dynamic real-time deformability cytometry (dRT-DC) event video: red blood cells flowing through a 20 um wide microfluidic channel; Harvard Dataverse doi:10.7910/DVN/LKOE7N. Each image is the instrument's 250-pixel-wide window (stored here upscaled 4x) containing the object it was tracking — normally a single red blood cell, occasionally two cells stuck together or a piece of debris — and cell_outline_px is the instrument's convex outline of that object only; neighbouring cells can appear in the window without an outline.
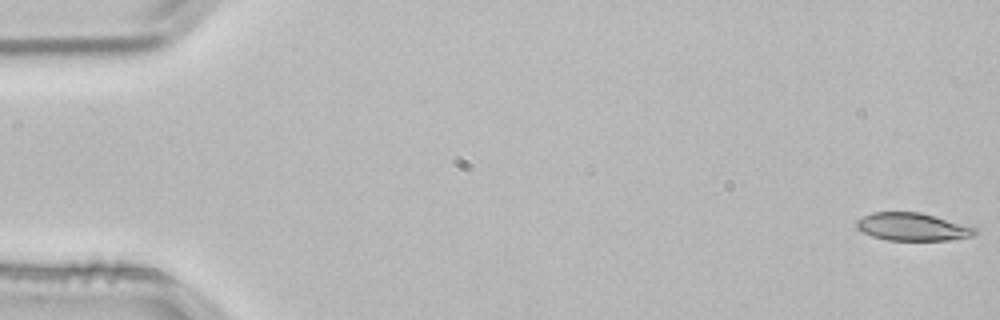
{"species": "common noctule bat (a hibernating species)", "species_latin": "Nyctalus noctula", "temperature_condition": "room temperature", "stored_images_in_passage": 53, "camera_frame_rate_fps": 3000, "um_per_image_px": 0.085, "animal": {"sex": "male", "body_mass_g": 21.5, "forearm_length_mm": 52.0}, "frame": {"image": 1, "passage_image": 1, "time_ms": 0.0, "image_size_px": [1000, 320], "cell_outline_px": [[976, 232], [972, 236], [948, 240], [888, 240], [872, 236], [856, 228], [856, 220], [872, 212], [920, 212], [976, 228]], "centroid_in_image_um": [77.51, 19.28], "position_along_channel_um": 7.5, "area_um2": 18.9}}
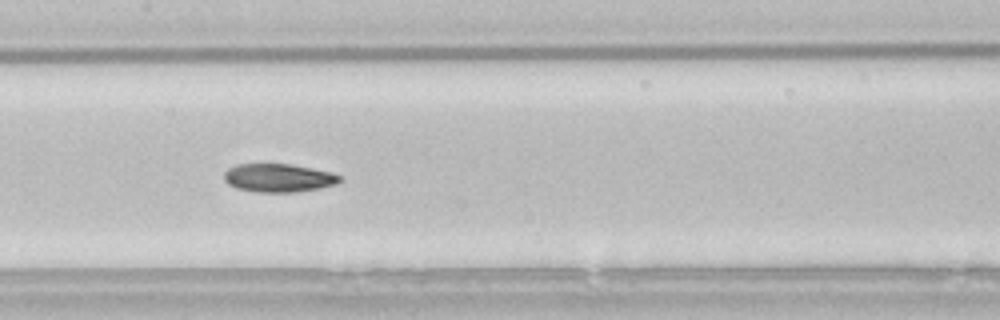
{"frame": {"image": 2, "passage_image": 26, "time_ms": 8.333, "image_size_px": [1000, 320], "cell_outline_px": [[344, 180], [336, 184], [320, 188], [292, 192], [256, 192], [236, 188], [228, 184], [224, 180], [224, 172], [228, 168], [236, 164], [292, 164], [332, 172], [340, 176]], "centroid_in_image_um": [23.68, 15.11], "position_along_channel_um": 183.7, "area_um2": 19.25}}
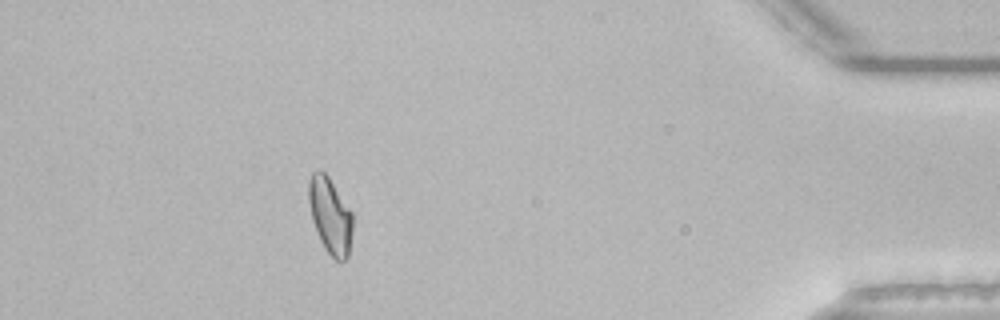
{"frame": {"image": 3, "passage_image": 48, "time_ms": 15.667, "image_size_px": [1000, 320], "cell_outline_px": [[352, 232], [348, 256], [344, 260], [336, 260], [324, 248], [320, 240], [312, 220], [308, 200], [308, 180], [312, 172], [324, 172], [328, 176], [352, 212]], "centroid_in_image_um": [28.05, 18.32], "position_along_channel_um": 407.1, "area_um2": 19.31}, "authors_computed_cell_mechanics": {"area_um2": 19.5364, "velocity_mm_per_s": 3.8011, "shape_relaxation_time_tau1_ms": 6.1132, "shape_relaxation_time_tau2_ms": 4.4135, "deformation_change_tau1": 0.1807, "deformation_change_tau2": 0.1081}}